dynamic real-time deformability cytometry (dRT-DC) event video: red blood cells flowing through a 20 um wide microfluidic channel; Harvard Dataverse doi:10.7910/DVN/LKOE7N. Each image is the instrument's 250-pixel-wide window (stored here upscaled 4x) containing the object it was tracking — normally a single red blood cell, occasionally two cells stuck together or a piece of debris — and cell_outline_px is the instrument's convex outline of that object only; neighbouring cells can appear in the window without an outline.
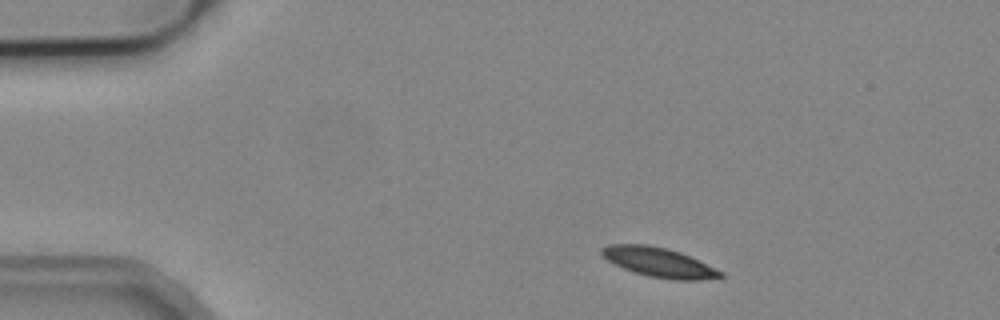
{"species": "common noctule bat (a hibernating species)", "species_latin": "Nyctalus noctula", "temperature_condition": "cold", "stored_images_in_passage": 3, "camera_frame_rate_fps": 3000, "um_per_image_px": 0.085, "animal": {"sex": "male", "body_mass_g": 19.2, "forearm_length_mm": 51.8}, "frame": {"image": 1, "passage_image": 1, "time_ms": 0.0, "image_size_px": [1000, 320], "cell_outline_px": [[724, 276], [700, 280], [672, 280], [648, 276], [624, 268], [608, 260], [600, 252], [600, 248], [608, 244], [648, 244], [668, 248], [680, 252], [724, 272]], "centroid_in_image_um": [56.01, 22.29], "position_along_channel_um": 29.0, "area_um2": 20.29}}
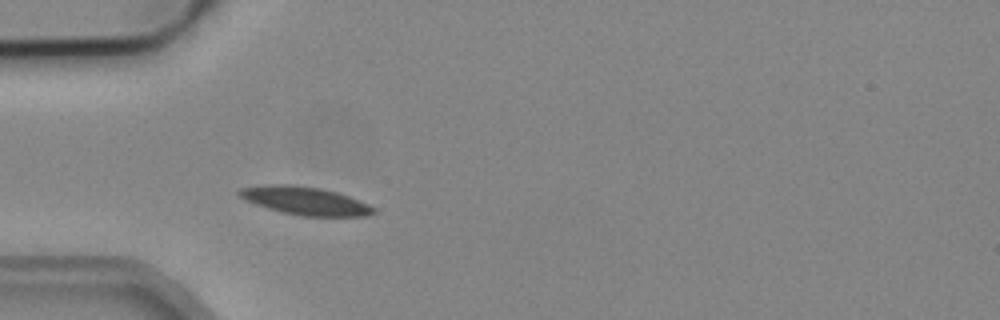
{"frame": {"image": 2, "passage_image": 3, "time_ms": 0.667, "image_size_px": [1000, 320], "cell_outline_px": [[376, 212], [368, 216], [300, 216], [268, 208], [244, 200], [236, 192], [240, 188], [268, 184], [292, 184], [320, 188], [336, 192], [348, 196], [368, 204], [376, 208]], "centroid_in_image_um": [25.93, 17.06], "position_along_channel_um": 59.1, "area_um2": 21.96}}